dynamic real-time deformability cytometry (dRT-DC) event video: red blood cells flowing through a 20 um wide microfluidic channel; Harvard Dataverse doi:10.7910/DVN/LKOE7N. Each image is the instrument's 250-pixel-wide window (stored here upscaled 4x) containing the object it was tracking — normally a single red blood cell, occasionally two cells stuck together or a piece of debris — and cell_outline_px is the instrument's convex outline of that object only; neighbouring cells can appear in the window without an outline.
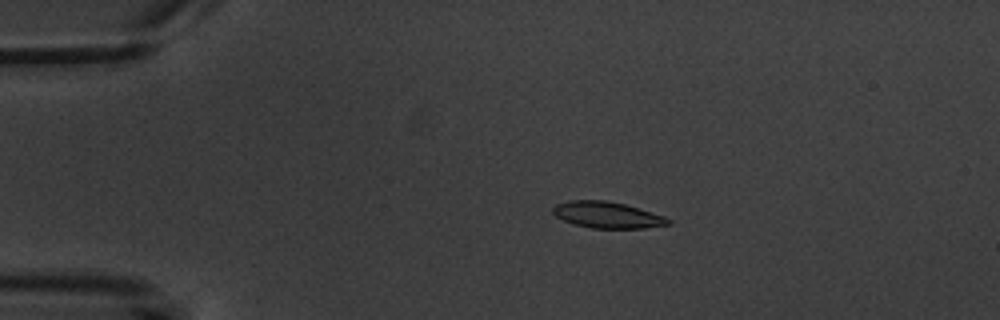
{"species": "common noctule bat (a hibernating species)", "species_latin": "Nyctalus noctula", "temperature_condition": "warm", "stored_images_in_passage": 7, "camera_frame_rate_fps": 3000, "um_per_image_px": 0.085, "animal": {"sex": "male", "body_mass_g": 20.1, "forearm_length_mm": 53.5}, "frame": {"image": 1, "passage_image": 4, "time_ms": 3.333, "image_size_px": [1000, 320], "cell_outline_px": [[672, 224], [644, 228], [592, 228], [576, 224], [564, 220], [556, 216], [552, 212], [552, 208], [556, 204], [568, 200], [604, 200], [624, 204], [664, 216], [672, 220]], "centroid_in_image_um": [51.62, 18.26], "position_along_channel_um": 33.4, "area_um2": 17.57}}
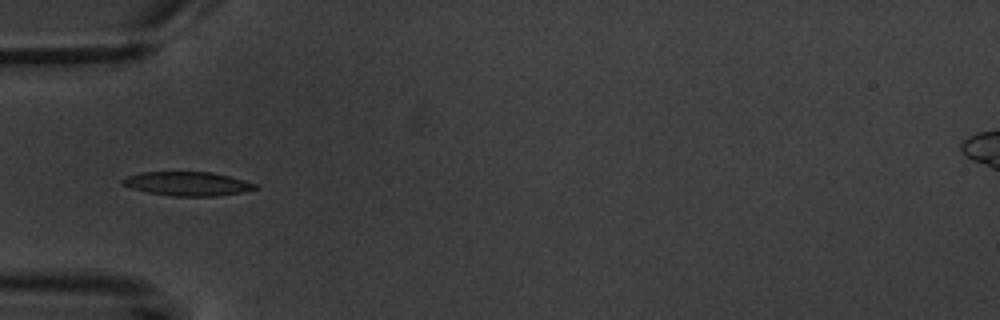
{"frame": {"image": 2, "passage_image": 6, "time_ms": 5.667, "image_size_px": [1000, 320], "cell_outline_px": [[260, 188], [240, 192], [216, 196], [172, 196], [148, 192], [132, 188], [120, 184], [120, 180], [128, 176], [140, 172], [212, 172], [244, 180], [256, 184]], "centroid_in_image_um": [15.91, 15.61], "position_along_channel_um": 69.1, "area_um2": 18.44}}
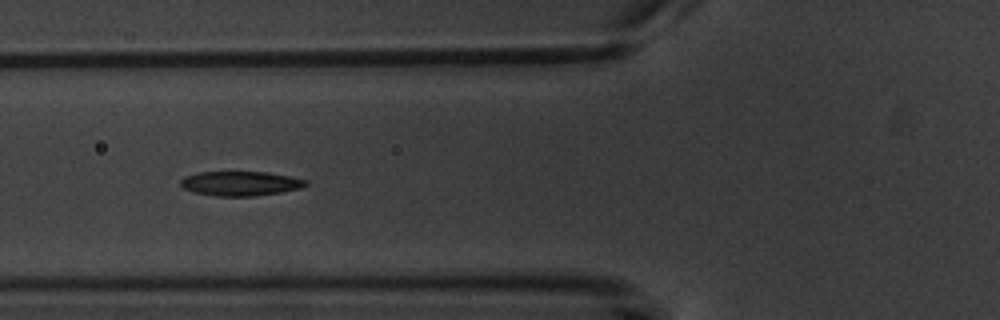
{"frame": {"image": 3, "passage_image": 7, "time_ms": 6.667, "image_size_px": [1000, 320], "cell_outline_px": [[308, 184], [300, 188], [280, 192], [252, 196], [216, 196], [192, 192], [184, 188], [180, 184], [180, 180], [184, 176], [200, 172], [264, 172], [288, 176], [308, 180]], "centroid_in_image_um": [20.4, 15.59], "position_along_channel_um": 105.4, "area_um2": 17.74}}